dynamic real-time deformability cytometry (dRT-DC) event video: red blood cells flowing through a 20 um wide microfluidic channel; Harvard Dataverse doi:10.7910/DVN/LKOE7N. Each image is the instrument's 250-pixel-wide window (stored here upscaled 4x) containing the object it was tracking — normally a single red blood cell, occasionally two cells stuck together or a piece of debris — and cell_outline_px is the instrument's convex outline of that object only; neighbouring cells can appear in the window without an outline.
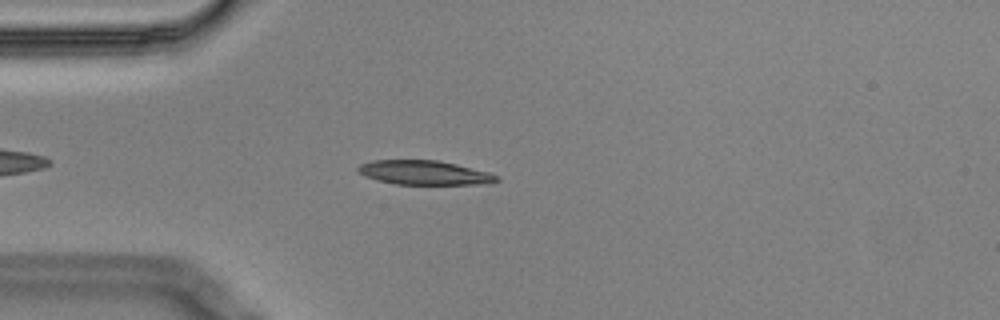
{"species": "Egyptian fruit bat (a non-hibernating species)", "species_latin": "Rousettus aegyptiacus", "temperature_condition": "cold", "stored_images_in_passage": 14, "camera_frame_rate_fps": 3000, "um_per_image_px": 0.085, "animal": {"sex": "male"}, "frame": {"image": 1, "passage_image": 3, "time_ms": 0.667, "image_size_px": [1000, 320], "cell_outline_px": [[500, 180], [480, 184], [396, 184], [364, 176], [356, 168], [360, 164], [372, 160], [436, 160], [456, 164], [488, 172], [500, 176]], "centroid_in_image_um": [36.07, 14.67], "position_along_channel_um": 48.9, "area_um2": 19.36}}
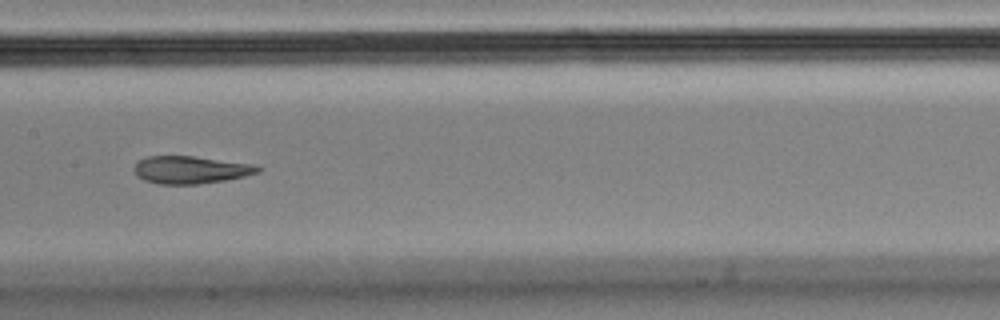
{"frame": {"image": 2, "passage_image": 7, "time_ms": 2.0, "image_size_px": [1000, 320], "cell_outline_px": [[260, 172], [244, 176], [224, 180], [196, 184], [160, 184], [144, 180], [136, 176], [132, 168], [140, 160], [148, 156], [196, 156], [256, 164], [260, 168]], "centroid_in_image_um": [16.2, 14.42], "position_along_channel_um": 191.2, "area_um2": 19.94}}
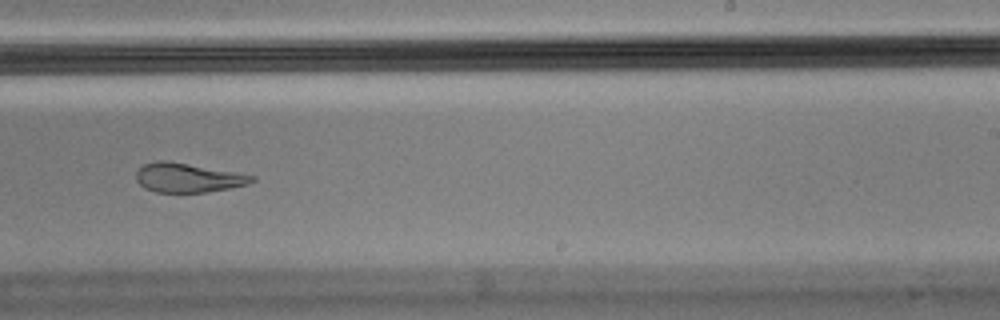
{"frame": {"image": 3, "passage_image": 9, "time_ms": 2.667, "image_size_px": [1000, 320], "cell_outline_px": [[256, 180], [248, 184], [208, 192], [156, 192], [144, 188], [136, 180], [136, 172], [144, 164], [160, 160], [164, 160], [236, 172], [256, 176]], "centroid_in_image_um": [15.97, 15.11], "position_along_channel_um": 273.0, "area_um2": 19.54}}